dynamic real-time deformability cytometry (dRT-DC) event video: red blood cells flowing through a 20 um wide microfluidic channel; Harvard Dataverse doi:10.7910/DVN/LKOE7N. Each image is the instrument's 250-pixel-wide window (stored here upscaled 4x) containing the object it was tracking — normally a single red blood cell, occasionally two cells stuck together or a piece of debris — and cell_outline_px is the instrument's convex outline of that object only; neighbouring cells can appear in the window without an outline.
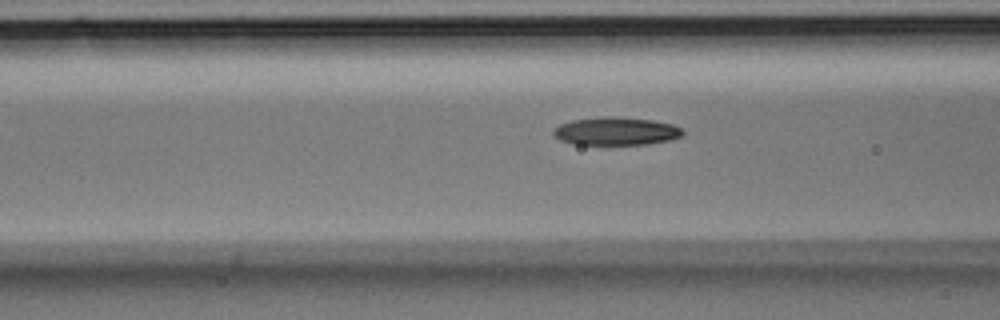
{"species": "Egyptian fruit bat (a non-hibernating species)", "species_latin": "Rousettus aegyptiacus", "temperature_condition": "room temperature", "stored_images_in_passage": 4, "camera_frame_rate_fps": 3000, "um_per_image_px": 0.085, "animal": {"sex": "male"}, "frame": {"image": 1, "passage_image": 4, "time_ms": 1.0, "image_size_px": [1000, 320], "cell_outline_px": [[684, 132], [680, 136], [668, 140], [648, 144], [572, 144], [560, 140], [552, 132], [560, 124], [572, 120], [600, 116], [612, 116], [652, 120], [672, 124], [680, 128]], "centroid_in_image_um": [52.34, 11.14], "position_along_channel_um": 114.3, "area_um2": 20.92}}